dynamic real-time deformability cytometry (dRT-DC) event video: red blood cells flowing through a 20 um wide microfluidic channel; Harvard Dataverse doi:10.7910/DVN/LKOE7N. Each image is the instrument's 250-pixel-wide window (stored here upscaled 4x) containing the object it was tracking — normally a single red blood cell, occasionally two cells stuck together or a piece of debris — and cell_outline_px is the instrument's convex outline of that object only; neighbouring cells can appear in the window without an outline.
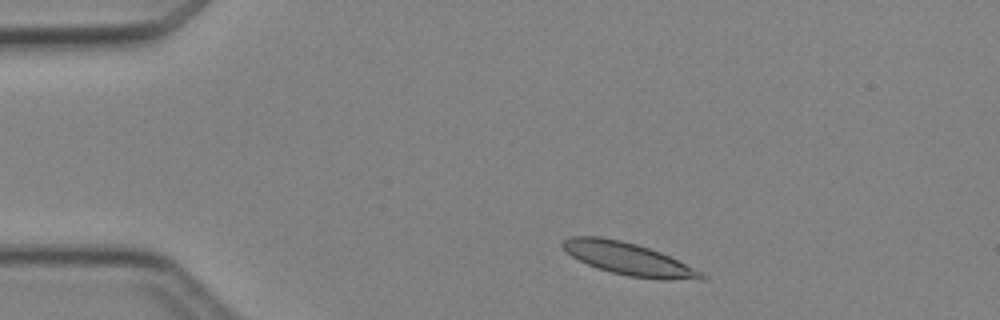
{"species": "Egyptian fruit bat (a non-hibernating species)", "species_latin": "Rousettus aegyptiacus", "temperature_condition": "cold", "stored_images_in_passage": 3, "camera_frame_rate_fps": 3000, "um_per_image_px": 0.085, "animal": {"sex": "female"}, "frame": {"image": 1, "passage_image": 1, "time_ms": 0.0, "image_size_px": [1000, 320], "cell_outline_px": [[708, 276], [704, 280], [660, 280], [628, 276], [596, 268], [572, 256], [560, 244], [568, 236], [600, 236], [620, 240], [636, 244], [660, 252]], "centroid_in_image_um": [53.41, 22.01], "position_along_channel_um": 31.6, "area_um2": 25.95}}